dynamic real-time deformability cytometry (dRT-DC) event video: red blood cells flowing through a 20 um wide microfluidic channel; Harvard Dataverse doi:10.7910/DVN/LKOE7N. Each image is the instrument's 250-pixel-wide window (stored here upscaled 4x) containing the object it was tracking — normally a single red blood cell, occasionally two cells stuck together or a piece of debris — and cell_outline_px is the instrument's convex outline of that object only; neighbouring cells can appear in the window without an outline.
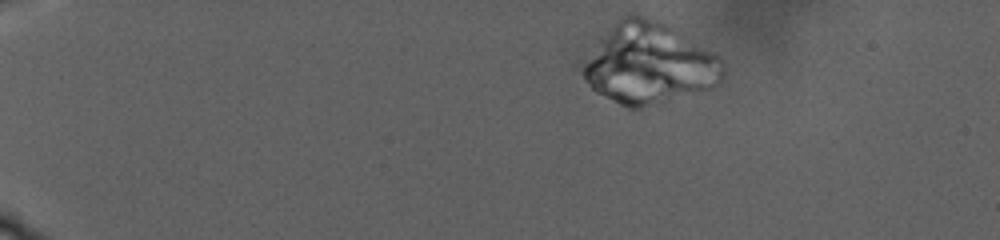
{"species": "human", "species_latin": "Homo sapiens", "temperature_condition": "warm", "stored_images_in_passage": 49, "camera_frame_rate_fps": 3000, "um_per_image_px": 0.085, "donor": {"sex": "male"}, "frame": {"image": 1, "passage_image": 5, "time_ms": 1.0, "image_size_px": [1000, 240], "cell_outline_px": [[724, 72], [720, 80], [716, 84], [708, 88], [640, 108], [628, 108], [596, 92], [592, 88], [576, 68], [576, 60], [608, 28], [628, 12], [632, 12], [664, 20], [720, 56], [724, 60]], "centroid_in_image_um": [55.06, 5.33], "position_along_channel_um": 29.9, "area_um2": 67.63}}
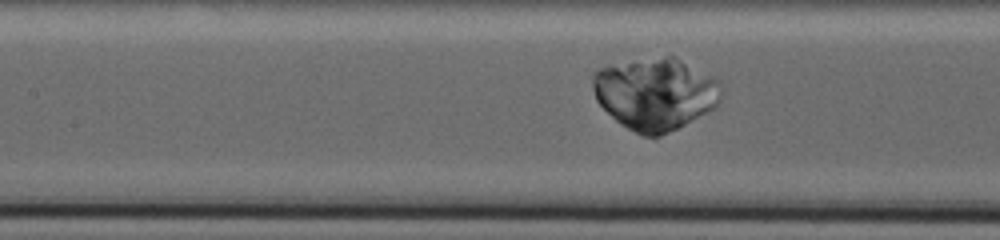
{"frame": {"image": 2, "passage_image": 25, "time_ms": 12.333, "image_size_px": [1000, 240], "cell_outline_px": [[720, 100], [716, 108], [660, 136], [644, 136], [628, 128], [616, 120], [596, 100], [592, 88], [592, 76], [600, 68], [608, 64], [664, 56], [672, 56], [720, 80]], "centroid_in_image_um": [55.69, 7.96], "position_along_channel_um": 151.7, "area_um2": 53.64}}
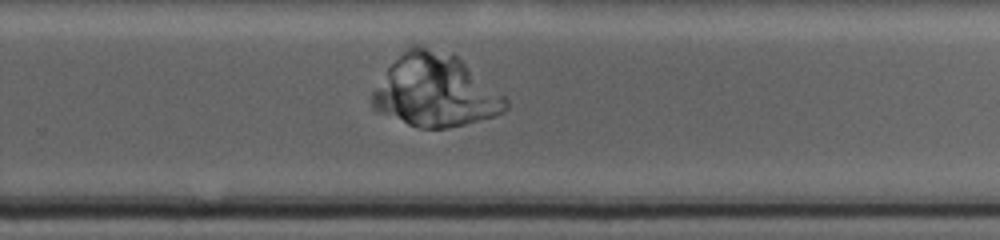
{"frame": {"image": 3, "passage_image": 35, "time_ms": 19.0, "image_size_px": [1000, 240], "cell_outline_px": [[508, 108], [504, 112], [492, 116], [464, 124], [448, 128], [420, 128], [408, 124], [376, 112], [372, 108], [372, 92], [388, 68], [408, 44], [420, 44], [456, 56], [504, 96], [508, 100]], "centroid_in_image_um": [36.95, 7.71], "position_along_channel_um": 292.8, "area_um2": 55.83}}